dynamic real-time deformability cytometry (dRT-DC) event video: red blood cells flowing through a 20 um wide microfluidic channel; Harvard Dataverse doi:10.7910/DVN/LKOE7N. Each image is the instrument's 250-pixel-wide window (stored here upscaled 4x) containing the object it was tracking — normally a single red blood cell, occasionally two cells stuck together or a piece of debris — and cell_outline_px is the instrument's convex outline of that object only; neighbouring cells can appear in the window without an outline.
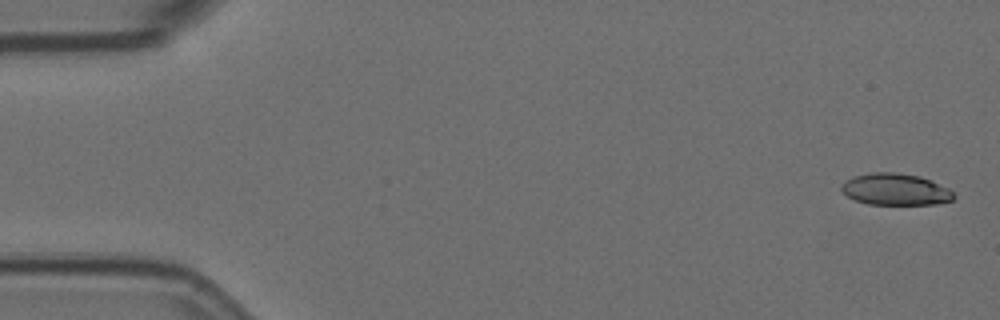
{"species": "Egyptian fruit bat (a non-hibernating species)", "species_latin": "Rousettus aegyptiacus", "temperature_condition": "room temperature", "stored_images_in_passage": 6, "camera_frame_rate_fps": 3000, "um_per_image_px": 0.085, "animal": {"sex": "female"}, "frame": {"image": 1, "passage_image": 1, "time_ms": 0.0, "image_size_px": [1000, 320], "cell_outline_px": [[956, 196], [952, 200], [936, 204], [868, 204], [856, 200], [848, 196], [840, 188], [844, 180], [852, 176], [872, 172], [896, 172], [920, 176], [948, 188]], "centroid_in_image_um": [76.09, 16.09], "position_along_channel_um": 8.9, "area_um2": 20.69}}
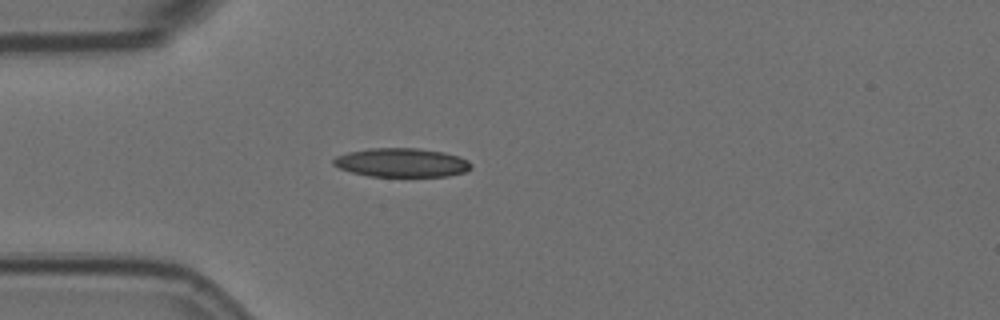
{"frame": {"image": 2, "passage_image": 5, "time_ms": 1.333, "image_size_px": [1000, 320], "cell_outline_px": [[472, 168], [464, 172], [448, 176], [368, 176], [352, 172], [340, 168], [332, 164], [332, 160], [336, 156], [348, 152], [368, 148], [416, 148], [444, 152], [460, 156], [468, 160], [472, 164]], "centroid_in_image_um": [34.15, 13.81], "position_along_channel_um": 50.8, "area_um2": 23.24}}